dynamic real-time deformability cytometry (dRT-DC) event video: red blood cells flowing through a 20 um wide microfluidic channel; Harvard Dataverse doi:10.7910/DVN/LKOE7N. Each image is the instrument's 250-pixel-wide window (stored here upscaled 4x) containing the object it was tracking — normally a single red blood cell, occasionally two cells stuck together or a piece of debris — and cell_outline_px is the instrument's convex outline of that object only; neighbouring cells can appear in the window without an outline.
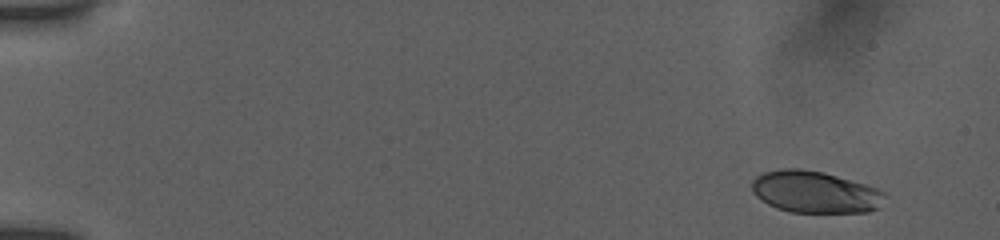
{"species": "human", "species_latin": "Homo sapiens", "temperature_condition": "room temperature", "stored_images_in_passage": 51, "camera_frame_rate_fps": 3000, "um_per_image_px": 0.085, "donor": {"sex": "female"}, "frame": {"image": 1, "passage_image": 1, "time_ms": 0.0, "image_size_px": [1000, 240], "cell_outline_px": [[888, 196], [880, 208], [868, 212], [788, 212], [776, 208], [768, 204], [756, 196], [752, 192], [752, 180], [756, 176], [764, 172], [784, 168], [800, 168], [824, 172], [864, 184], [876, 188], [884, 192]], "centroid_in_image_um": [69.29, 16.32], "position_along_channel_um": 15.7, "area_um2": 32.66}}
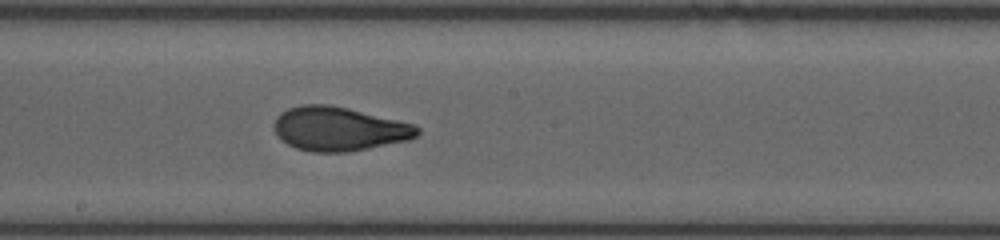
{"frame": {"image": 2, "passage_image": 28, "time_ms": 9.0, "image_size_px": [1000, 240], "cell_outline_px": [[420, 132], [416, 136], [408, 140], [348, 152], [312, 152], [296, 148], [280, 140], [276, 136], [272, 128], [272, 124], [276, 116], [280, 112], [288, 108], [300, 104], [328, 104], [348, 108], [416, 124], [420, 128]], "centroid_in_image_um": [28.76, 10.94], "position_along_channel_um": 219.4, "area_um2": 37.17}}
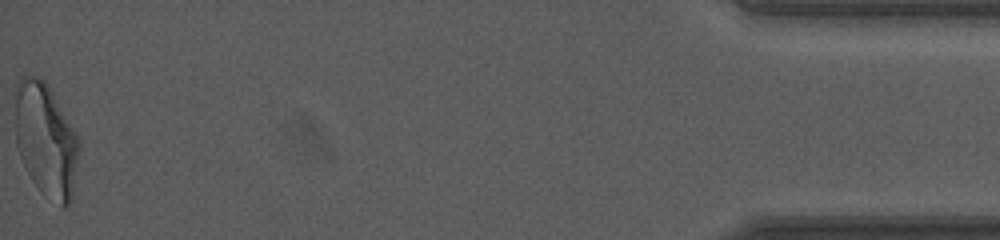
{"frame": {"image": 3, "passage_image": 51, "time_ms": 16.667, "image_size_px": [1000, 240], "cell_outline_px": [[80, 152], [72, 200], [64, 208], [60, 208], [44, 196], [40, 192], [32, 180], [20, 156], [16, 144], [16, 84], [24, 76], [36, 76], [44, 80], [52, 92], [76, 132], [80, 140]], "centroid_in_image_um": [3.94, 11.97], "position_along_channel_um": 431.3, "area_um2": 42.54}, "authors_computed_cell_mechanics": {"area_um2": 36.125, "velocity_mm_per_s": 3.8894, "shape_relaxation_time_tau1_ms": 4.8762, "shape_relaxation_time_tau2_ms": 0.9808, "deformation_change_tau1": 0.17, "deformation_change_tau2": 0.069}}